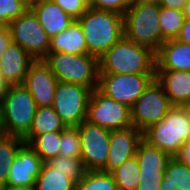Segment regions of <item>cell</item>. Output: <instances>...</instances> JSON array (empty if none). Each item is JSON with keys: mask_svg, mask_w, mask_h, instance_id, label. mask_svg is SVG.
<instances>
[{"mask_svg": "<svg viewBox=\"0 0 190 190\" xmlns=\"http://www.w3.org/2000/svg\"><path fill=\"white\" fill-rule=\"evenodd\" d=\"M44 163L60 155L61 132L45 133L34 136L27 143Z\"/></svg>", "mask_w": 190, "mask_h": 190, "instance_id": "obj_26", "label": "cell"}, {"mask_svg": "<svg viewBox=\"0 0 190 190\" xmlns=\"http://www.w3.org/2000/svg\"><path fill=\"white\" fill-rule=\"evenodd\" d=\"M99 59V74H156V53L123 36Z\"/></svg>", "mask_w": 190, "mask_h": 190, "instance_id": "obj_1", "label": "cell"}, {"mask_svg": "<svg viewBox=\"0 0 190 190\" xmlns=\"http://www.w3.org/2000/svg\"><path fill=\"white\" fill-rule=\"evenodd\" d=\"M44 62L59 82L83 85L92 90L99 84V59L90 54L49 53Z\"/></svg>", "mask_w": 190, "mask_h": 190, "instance_id": "obj_4", "label": "cell"}, {"mask_svg": "<svg viewBox=\"0 0 190 190\" xmlns=\"http://www.w3.org/2000/svg\"><path fill=\"white\" fill-rule=\"evenodd\" d=\"M58 80L44 60H36L27 72L23 86L31 93L37 107L52 106Z\"/></svg>", "mask_w": 190, "mask_h": 190, "instance_id": "obj_13", "label": "cell"}, {"mask_svg": "<svg viewBox=\"0 0 190 190\" xmlns=\"http://www.w3.org/2000/svg\"><path fill=\"white\" fill-rule=\"evenodd\" d=\"M86 39L88 54L100 58L124 36L123 15L89 7L77 20Z\"/></svg>", "mask_w": 190, "mask_h": 190, "instance_id": "obj_2", "label": "cell"}, {"mask_svg": "<svg viewBox=\"0 0 190 190\" xmlns=\"http://www.w3.org/2000/svg\"><path fill=\"white\" fill-rule=\"evenodd\" d=\"M36 61L17 43L12 42L0 59V74L8 85L23 84L30 66Z\"/></svg>", "mask_w": 190, "mask_h": 190, "instance_id": "obj_16", "label": "cell"}, {"mask_svg": "<svg viewBox=\"0 0 190 190\" xmlns=\"http://www.w3.org/2000/svg\"><path fill=\"white\" fill-rule=\"evenodd\" d=\"M12 43V35L8 26L0 27V59L3 56L5 50Z\"/></svg>", "mask_w": 190, "mask_h": 190, "instance_id": "obj_36", "label": "cell"}, {"mask_svg": "<svg viewBox=\"0 0 190 190\" xmlns=\"http://www.w3.org/2000/svg\"><path fill=\"white\" fill-rule=\"evenodd\" d=\"M28 8L22 0H0V26H8Z\"/></svg>", "mask_w": 190, "mask_h": 190, "instance_id": "obj_32", "label": "cell"}, {"mask_svg": "<svg viewBox=\"0 0 190 190\" xmlns=\"http://www.w3.org/2000/svg\"><path fill=\"white\" fill-rule=\"evenodd\" d=\"M159 17L163 40L176 39L185 20L182 10L161 7Z\"/></svg>", "mask_w": 190, "mask_h": 190, "instance_id": "obj_27", "label": "cell"}, {"mask_svg": "<svg viewBox=\"0 0 190 190\" xmlns=\"http://www.w3.org/2000/svg\"><path fill=\"white\" fill-rule=\"evenodd\" d=\"M46 164L76 182H79L88 171L81 158H69L58 155L47 161Z\"/></svg>", "mask_w": 190, "mask_h": 190, "instance_id": "obj_29", "label": "cell"}, {"mask_svg": "<svg viewBox=\"0 0 190 190\" xmlns=\"http://www.w3.org/2000/svg\"><path fill=\"white\" fill-rule=\"evenodd\" d=\"M74 20H78L89 8L88 0H52Z\"/></svg>", "mask_w": 190, "mask_h": 190, "instance_id": "obj_33", "label": "cell"}, {"mask_svg": "<svg viewBox=\"0 0 190 190\" xmlns=\"http://www.w3.org/2000/svg\"><path fill=\"white\" fill-rule=\"evenodd\" d=\"M21 137L13 135L0 136V187L7 185L8 175L12 162L19 148L24 144Z\"/></svg>", "mask_w": 190, "mask_h": 190, "instance_id": "obj_23", "label": "cell"}, {"mask_svg": "<svg viewBox=\"0 0 190 190\" xmlns=\"http://www.w3.org/2000/svg\"><path fill=\"white\" fill-rule=\"evenodd\" d=\"M141 140L142 132L135 126L111 130L109 156L106 165L100 171L111 173L127 159L135 156Z\"/></svg>", "mask_w": 190, "mask_h": 190, "instance_id": "obj_14", "label": "cell"}, {"mask_svg": "<svg viewBox=\"0 0 190 190\" xmlns=\"http://www.w3.org/2000/svg\"><path fill=\"white\" fill-rule=\"evenodd\" d=\"M172 107L163 86L154 79L130 108L131 122L143 132L160 122Z\"/></svg>", "mask_w": 190, "mask_h": 190, "instance_id": "obj_8", "label": "cell"}, {"mask_svg": "<svg viewBox=\"0 0 190 190\" xmlns=\"http://www.w3.org/2000/svg\"><path fill=\"white\" fill-rule=\"evenodd\" d=\"M8 28L12 42L21 46L34 59L43 60L49 54L50 38L30 7L18 18L11 20Z\"/></svg>", "mask_w": 190, "mask_h": 190, "instance_id": "obj_7", "label": "cell"}, {"mask_svg": "<svg viewBox=\"0 0 190 190\" xmlns=\"http://www.w3.org/2000/svg\"><path fill=\"white\" fill-rule=\"evenodd\" d=\"M91 93L92 89L83 85L58 81L52 107L67 127L86 120Z\"/></svg>", "mask_w": 190, "mask_h": 190, "instance_id": "obj_9", "label": "cell"}, {"mask_svg": "<svg viewBox=\"0 0 190 190\" xmlns=\"http://www.w3.org/2000/svg\"><path fill=\"white\" fill-rule=\"evenodd\" d=\"M43 161L40 156L24 143L18 150L9 171L7 185L9 186H35L39 177Z\"/></svg>", "mask_w": 190, "mask_h": 190, "instance_id": "obj_15", "label": "cell"}, {"mask_svg": "<svg viewBox=\"0 0 190 190\" xmlns=\"http://www.w3.org/2000/svg\"><path fill=\"white\" fill-rule=\"evenodd\" d=\"M155 77L156 74H99L98 89L131 108Z\"/></svg>", "mask_w": 190, "mask_h": 190, "instance_id": "obj_10", "label": "cell"}, {"mask_svg": "<svg viewBox=\"0 0 190 190\" xmlns=\"http://www.w3.org/2000/svg\"><path fill=\"white\" fill-rule=\"evenodd\" d=\"M178 41L190 44V21L184 20L180 33L176 38Z\"/></svg>", "mask_w": 190, "mask_h": 190, "instance_id": "obj_38", "label": "cell"}, {"mask_svg": "<svg viewBox=\"0 0 190 190\" xmlns=\"http://www.w3.org/2000/svg\"><path fill=\"white\" fill-rule=\"evenodd\" d=\"M174 158L190 167V139L180 147V150L174 156Z\"/></svg>", "mask_w": 190, "mask_h": 190, "instance_id": "obj_37", "label": "cell"}, {"mask_svg": "<svg viewBox=\"0 0 190 190\" xmlns=\"http://www.w3.org/2000/svg\"><path fill=\"white\" fill-rule=\"evenodd\" d=\"M165 176V173L140 174L139 184L136 190H159Z\"/></svg>", "mask_w": 190, "mask_h": 190, "instance_id": "obj_35", "label": "cell"}, {"mask_svg": "<svg viewBox=\"0 0 190 190\" xmlns=\"http://www.w3.org/2000/svg\"><path fill=\"white\" fill-rule=\"evenodd\" d=\"M76 183L70 177L43 163L35 187L36 190H76Z\"/></svg>", "mask_w": 190, "mask_h": 190, "instance_id": "obj_24", "label": "cell"}, {"mask_svg": "<svg viewBox=\"0 0 190 190\" xmlns=\"http://www.w3.org/2000/svg\"><path fill=\"white\" fill-rule=\"evenodd\" d=\"M30 8L50 39L75 21L52 0H40Z\"/></svg>", "mask_w": 190, "mask_h": 190, "instance_id": "obj_19", "label": "cell"}, {"mask_svg": "<svg viewBox=\"0 0 190 190\" xmlns=\"http://www.w3.org/2000/svg\"><path fill=\"white\" fill-rule=\"evenodd\" d=\"M135 156L140 167V174L165 173L172 159L170 154L148 144L143 139L138 144Z\"/></svg>", "mask_w": 190, "mask_h": 190, "instance_id": "obj_21", "label": "cell"}, {"mask_svg": "<svg viewBox=\"0 0 190 190\" xmlns=\"http://www.w3.org/2000/svg\"><path fill=\"white\" fill-rule=\"evenodd\" d=\"M81 138V160L87 170H101L110 152L111 130L84 120L78 126Z\"/></svg>", "mask_w": 190, "mask_h": 190, "instance_id": "obj_12", "label": "cell"}, {"mask_svg": "<svg viewBox=\"0 0 190 190\" xmlns=\"http://www.w3.org/2000/svg\"><path fill=\"white\" fill-rule=\"evenodd\" d=\"M118 190H136L140 179V167L136 156L123 162L111 172Z\"/></svg>", "mask_w": 190, "mask_h": 190, "instance_id": "obj_25", "label": "cell"}, {"mask_svg": "<svg viewBox=\"0 0 190 190\" xmlns=\"http://www.w3.org/2000/svg\"><path fill=\"white\" fill-rule=\"evenodd\" d=\"M66 127L52 106L37 107L31 128L23 137V140L25 143H28L34 136L61 132Z\"/></svg>", "mask_w": 190, "mask_h": 190, "instance_id": "obj_22", "label": "cell"}, {"mask_svg": "<svg viewBox=\"0 0 190 190\" xmlns=\"http://www.w3.org/2000/svg\"><path fill=\"white\" fill-rule=\"evenodd\" d=\"M0 190H36L35 186H9V185H4L0 187Z\"/></svg>", "mask_w": 190, "mask_h": 190, "instance_id": "obj_40", "label": "cell"}, {"mask_svg": "<svg viewBox=\"0 0 190 190\" xmlns=\"http://www.w3.org/2000/svg\"><path fill=\"white\" fill-rule=\"evenodd\" d=\"M28 7L33 6L34 4H36L38 1L40 0H22Z\"/></svg>", "mask_w": 190, "mask_h": 190, "instance_id": "obj_46", "label": "cell"}, {"mask_svg": "<svg viewBox=\"0 0 190 190\" xmlns=\"http://www.w3.org/2000/svg\"><path fill=\"white\" fill-rule=\"evenodd\" d=\"M160 5L131 4L123 15L124 36L155 53L165 42L161 36Z\"/></svg>", "mask_w": 190, "mask_h": 190, "instance_id": "obj_5", "label": "cell"}, {"mask_svg": "<svg viewBox=\"0 0 190 190\" xmlns=\"http://www.w3.org/2000/svg\"><path fill=\"white\" fill-rule=\"evenodd\" d=\"M81 138L77 126L61 131L60 156L81 158Z\"/></svg>", "mask_w": 190, "mask_h": 190, "instance_id": "obj_30", "label": "cell"}, {"mask_svg": "<svg viewBox=\"0 0 190 190\" xmlns=\"http://www.w3.org/2000/svg\"><path fill=\"white\" fill-rule=\"evenodd\" d=\"M155 79L163 86L173 106H187L190 102V71H156Z\"/></svg>", "mask_w": 190, "mask_h": 190, "instance_id": "obj_18", "label": "cell"}, {"mask_svg": "<svg viewBox=\"0 0 190 190\" xmlns=\"http://www.w3.org/2000/svg\"><path fill=\"white\" fill-rule=\"evenodd\" d=\"M76 190H118V186L111 173L88 170L76 183Z\"/></svg>", "mask_w": 190, "mask_h": 190, "instance_id": "obj_28", "label": "cell"}, {"mask_svg": "<svg viewBox=\"0 0 190 190\" xmlns=\"http://www.w3.org/2000/svg\"><path fill=\"white\" fill-rule=\"evenodd\" d=\"M88 54L86 39L79 22L75 20L66 30L50 39L49 53Z\"/></svg>", "mask_w": 190, "mask_h": 190, "instance_id": "obj_20", "label": "cell"}, {"mask_svg": "<svg viewBox=\"0 0 190 190\" xmlns=\"http://www.w3.org/2000/svg\"><path fill=\"white\" fill-rule=\"evenodd\" d=\"M159 190H178V189L171 182H168V179L165 177L159 187Z\"/></svg>", "mask_w": 190, "mask_h": 190, "instance_id": "obj_42", "label": "cell"}, {"mask_svg": "<svg viewBox=\"0 0 190 190\" xmlns=\"http://www.w3.org/2000/svg\"><path fill=\"white\" fill-rule=\"evenodd\" d=\"M182 12H183L185 20L190 21V0H188V2L185 4V6L183 7Z\"/></svg>", "mask_w": 190, "mask_h": 190, "instance_id": "obj_44", "label": "cell"}, {"mask_svg": "<svg viewBox=\"0 0 190 190\" xmlns=\"http://www.w3.org/2000/svg\"><path fill=\"white\" fill-rule=\"evenodd\" d=\"M5 128L3 124V116H2V106L0 102V136L5 135Z\"/></svg>", "mask_w": 190, "mask_h": 190, "instance_id": "obj_45", "label": "cell"}, {"mask_svg": "<svg viewBox=\"0 0 190 190\" xmlns=\"http://www.w3.org/2000/svg\"><path fill=\"white\" fill-rule=\"evenodd\" d=\"M142 139L174 157L190 139V109L173 106L160 122L142 132Z\"/></svg>", "mask_w": 190, "mask_h": 190, "instance_id": "obj_3", "label": "cell"}, {"mask_svg": "<svg viewBox=\"0 0 190 190\" xmlns=\"http://www.w3.org/2000/svg\"><path fill=\"white\" fill-rule=\"evenodd\" d=\"M190 71V44L166 40L156 53V71Z\"/></svg>", "mask_w": 190, "mask_h": 190, "instance_id": "obj_17", "label": "cell"}, {"mask_svg": "<svg viewBox=\"0 0 190 190\" xmlns=\"http://www.w3.org/2000/svg\"><path fill=\"white\" fill-rule=\"evenodd\" d=\"M5 133L23 138L30 130L37 105L22 85H9L1 100Z\"/></svg>", "mask_w": 190, "mask_h": 190, "instance_id": "obj_6", "label": "cell"}, {"mask_svg": "<svg viewBox=\"0 0 190 190\" xmlns=\"http://www.w3.org/2000/svg\"><path fill=\"white\" fill-rule=\"evenodd\" d=\"M165 177L168 182L176 186L178 190H190V167L172 157L169 161Z\"/></svg>", "mask_w": 190, "mask_h": 190, "instance_id": "obj_31", "label": "cell"}, {"mask_svg": "<svg viewBox=\"0 0 190 190\" xmlns=\"http://www.w3.org/2000/svg\"><path fill=\"white\" fill-rule=\"evenodd\" d=\"M89 7L113 11L124 15L125 11L131 6L132 0H88Z\"/></svg>", "mask_w": 190, "mask_h": 190, "instance_id": "obj_34", "label": "cell"}, {"mask_svg": "<svg viewBox=\"0 0 190 190\" xmlns=\"http://www.w3.org/2000/svg\"><path fill=\"white\" fill-rule=\"evenodd\" d=\"M8 88H9V85L0 74V102L3 96L5 95V93L7 92Z\"/></svg>", "mask_w": 190, "mask_h": 190, "instance_id": "obj_41", "label": "cell"}, {"mask_svg": "<svg viewBox=\"0 0 190 190\" xmlns=\"http://www.w3.org/2000/svg\"><path fill=\"white\" fill-rule=\"evenodd\" d=\"M161 0H132V4L159 5Z\"/></svg>", "mask_w": 190, "mask_h": 190, "instance_id": "obj_43", "label": "cell"}, {"mask_svg": "<svg viewBox=\"0 0 190 190\" xmlns=\"http://www.w3.org/2000/svg\"><path fill=\"white\" fill-rule=\"evenodd\" d=\"M188 2V0H161L160 7H168L177 10H183V7Z\"/></svg>", "mask_w": 190, "mask_h": 190, "instance_id": "obj_39", "label": "cell"}, {"mask_svg": "<svg viewBox=\"0 0 190 190\" xmlns=\"http://www.w3.org/2000/svg\"><path fill=\"white\" fill-rule=\"evenodd\" d=\"M86 120L109 130L133 126L130 108L106 96L98 88L92 90Z\"/></svg>", "mask_w": 190, "mask_h": 190, "instance_id": "obj_11", "label": "cell"}]
</instances>
